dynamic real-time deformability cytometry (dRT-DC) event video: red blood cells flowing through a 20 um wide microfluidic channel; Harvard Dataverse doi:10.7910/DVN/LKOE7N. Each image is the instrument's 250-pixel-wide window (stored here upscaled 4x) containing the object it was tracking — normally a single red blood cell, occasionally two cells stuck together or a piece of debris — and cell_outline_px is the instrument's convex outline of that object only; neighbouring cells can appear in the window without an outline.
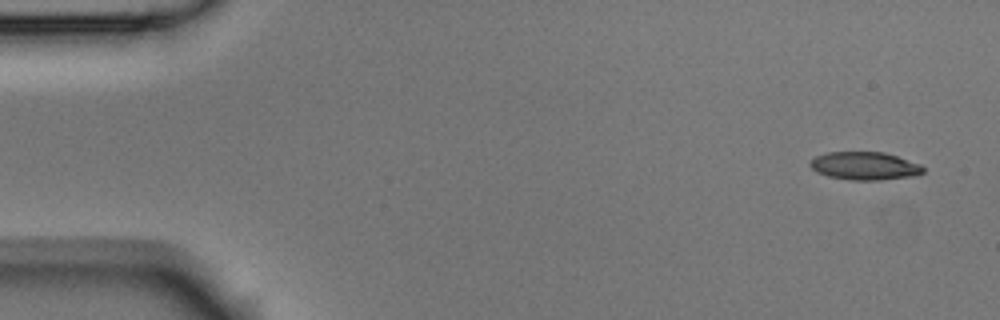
{"species": "Egyptian fruit bat (a non-hibernating species)", "species_latin": "Rousettus aegyptiacus", "temperature_condition": "room temperature", "stored_images_in_passage": 7, "camera_frame_rate_fps": 3000, "um_per_image_px": 0.085, "animal": {"sex": "male"}, "frame": {"image": 1, "passage_image": 1, "time_ms": 0.0, "image_size_px": [1000, 320], "cell_outline_px": [[924, 172], [912, 176], [880, 180], [848, 180], [828, 176], [816, 172], [808, 164], [816, 156], [828, 152], [884, 152], [920, 164], [924, 168]], "centroid_in_image_um": [73.48, 14.1], "position_along_channel_um": 11.5, "area_um2": 18.38}}
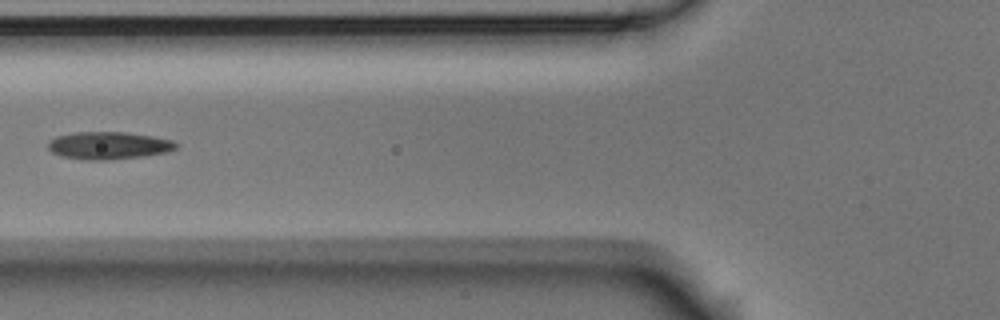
{"frame": {"image": 2, "passage_image": 6, "time_ms": 1.667, "image_size_px": [1000, 320], "cell_outline_px": [[176, 148], [164, 152], [144, 156], [108, 160], [80, 160], [60, 156], [52, 152], [48, 148], [48, 144], [56, 136], [76, 132], [124, 132], [152, 136], [172, 140], [176, 144]], "centroid_in_image_um": [9.19, 12.37], "position_along_channel_um": 116.6, "area_um2": 20.4}}
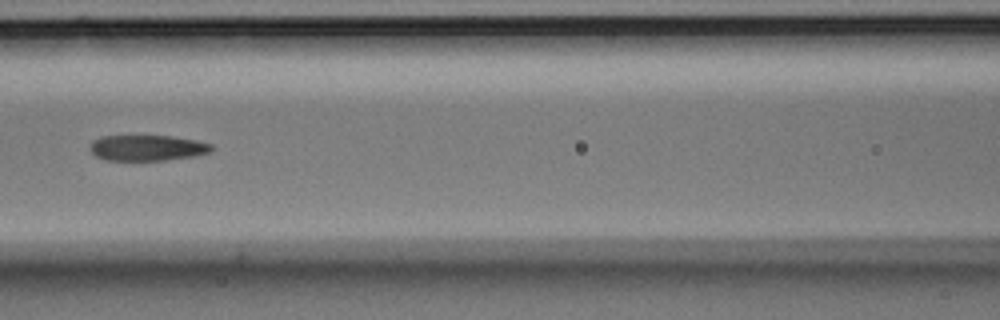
{"frame": {"image": 3, "passage_image": 7, "time_ms": 2.0, "image_size_px": [1000, 320], "cell_outline_px": [[212, 152], [196, 156], [164, 160], [104, 160], [96, 156], [92, 152], [92, 140], [100, 136], [172, 136], [196, 140], [212, 144]], "centroid_in_image_um": [12.55, 12.57], "position_along_channel_um": 154.0, "area_um2": 18.21}}